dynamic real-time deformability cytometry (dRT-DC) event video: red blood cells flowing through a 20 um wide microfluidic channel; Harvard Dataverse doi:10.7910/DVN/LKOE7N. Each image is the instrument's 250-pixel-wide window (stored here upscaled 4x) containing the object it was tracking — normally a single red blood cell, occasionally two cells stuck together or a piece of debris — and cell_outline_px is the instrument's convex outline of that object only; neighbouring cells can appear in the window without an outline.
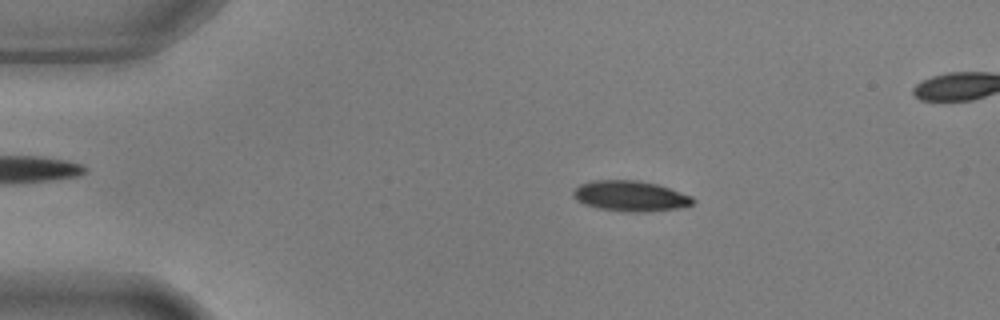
{"species": "common noctule bat (a hibernating species)", "species_latin": "Nyctalus noctula", "temperature_condition": "warm", "stored_images_in_passage": 55, "camera_frame_rate_fps": 3000, "um_per_image_px": 0.085, "animal": {"sex": "male", "body_mass_g": 17.9, "forearm_length_mm": 54.2}, "frame": {"image": 1, "passage_image": 10, "time_ms": 3.0, "image_size_px": [1000, 320], "cell_outline_px": [[696, 200], [692, 204], [680, 208], [644, 212], [628, 212], [596, 208], [584, 204], [576, 200], [572, 196], [572, 192], [580, 184], [592, 180], [640, 180], [656, 184], [692, 196]], "centroid_in_image_um": [53.56, 16.66], "position_along_channel_um": 31.4, "area_um2": 21.39}}
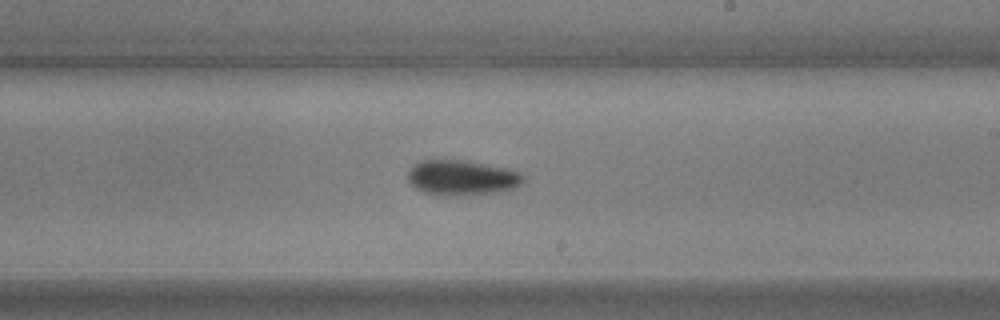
{"frame": {"image": 2, "passage_image": 32, "time_ms": 10.333, "image_size_px": [1000, 320], "cell_outline_px": [[524, 180], [516, 188], [496, 192], [456, 196], [440, 196], [424, 192], [408, 184], [408, 172], [412, 164], [420, 160], [468, 160], [508, 168], [520, 172], [524, 176]], "centroid_in_image_um": [39.24, 15.1], "position_along_channel_um": 249.8, "area_um2": 24.1}}
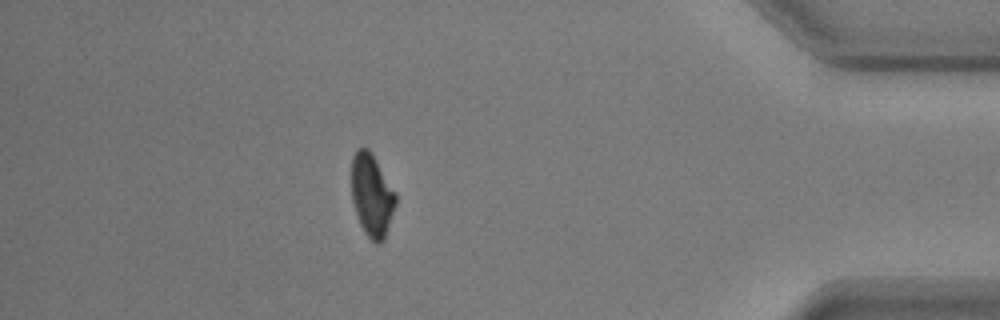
{"frame": {"image": 3, "passage_image": 48, "time_ms": 15.667, "image_size_px": [1000, 320], "cell_outline_px": [[396, 204], [384, 240], [380, 244], [376, 244], [364, 232], [360, 224], [352, 200], [352, 156], [356, 148], [368, 148], [372, 152], [396, 192]], "centroid_in_image_um": [31.61, 16.57], "position_along_channel_um": 403.6, "area_um2": 21.39}, "authors_computed_cell_mechanics": {"area_um2": 21.9062, "velocity_mm_per_s": 3.6654, "shape_relaxation_time_tau1_ms": 3.2057, "shape_relaxation_time_tau2_ms": null, "deformation_change_tau1": 0.1277, "deformation_change_tau2": null}}